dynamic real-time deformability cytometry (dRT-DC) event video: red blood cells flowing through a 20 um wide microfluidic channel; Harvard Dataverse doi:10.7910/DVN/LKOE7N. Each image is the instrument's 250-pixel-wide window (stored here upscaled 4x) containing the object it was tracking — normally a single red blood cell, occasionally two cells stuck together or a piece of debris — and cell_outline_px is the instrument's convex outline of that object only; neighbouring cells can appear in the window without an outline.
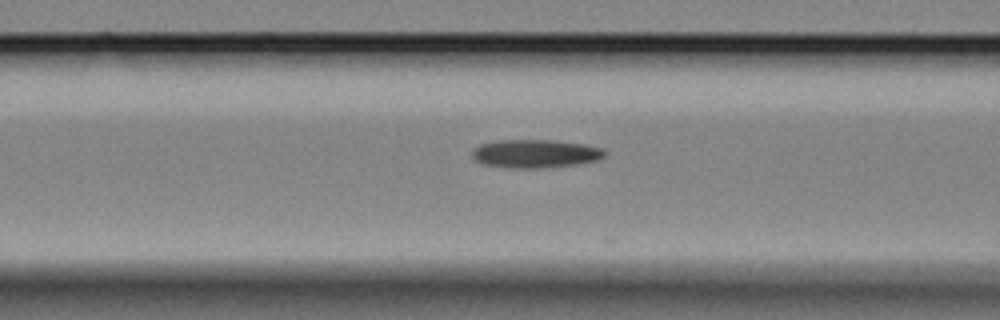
{"species": "Egyptian fruit bat (a non-hibernating species)", "species_latin": "Rousettus aegyptiacus", "temperature_condition": "cold", "stored_images_in_passage": 7, "camera_frame_rate_fps": 3000, "um_per_image_px": 0.085, "animal": {"sex": "female"}, "frame": {"image": 1, "passage_image": 5, "time_ms": 1.333, "image_size_px": [1000, 320], "cell_outline_px": [[608, 152], [604, 156], [596, 160], [576, 164], [540, 168], [512, 168], [484, 164], [476, 160], [472, 156], [472, 152], [480, 144], [500, 140], [556, 140], [584, 144], [604, 148]], "centroid_in_image_um": [45.54, 13.05], "position_along_channel_um": 121.1, "area_um2": 21.79}}